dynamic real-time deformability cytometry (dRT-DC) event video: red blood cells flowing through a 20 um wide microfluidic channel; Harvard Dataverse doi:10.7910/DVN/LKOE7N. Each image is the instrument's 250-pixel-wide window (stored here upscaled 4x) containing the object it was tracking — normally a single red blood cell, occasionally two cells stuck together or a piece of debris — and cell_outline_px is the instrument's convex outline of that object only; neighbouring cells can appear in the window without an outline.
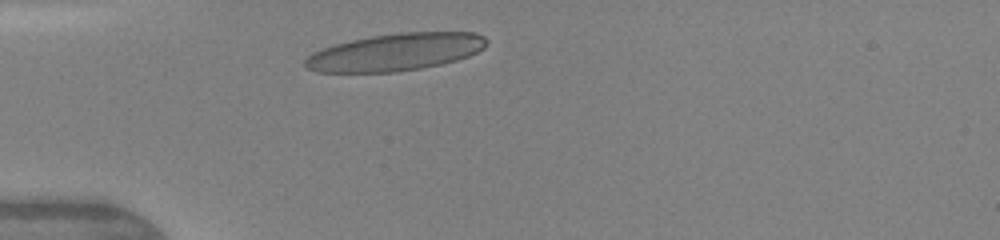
{"species": "human", "species_latin": "Homo sapiens", "temperature_condition": "warm", "stored_images_in_passage": 4, "camera_frame_rate_fps": 3000, "um_per_image_px": 0.085, "donor": {"sex": "female"}, "frame": {"image": 1, "passage_image": 1, "time_ms": 0.0, "image_size_px": [1000, 240], "cell_outline_px": [[488, 40], [484, 48], [468, 56], [456, 60], [440, 64], [420, 68], [396, 72], [316, 72], [304, 68], [304, 60], [312, 52], [336, 44], [352, 40], [372, 36], [400, 32], [476, 32], [484, 36]], "centroid_in_image_um": [33.61, 4.43], "position_along_channel_um": 51.4, "area_um2": 39.42}}